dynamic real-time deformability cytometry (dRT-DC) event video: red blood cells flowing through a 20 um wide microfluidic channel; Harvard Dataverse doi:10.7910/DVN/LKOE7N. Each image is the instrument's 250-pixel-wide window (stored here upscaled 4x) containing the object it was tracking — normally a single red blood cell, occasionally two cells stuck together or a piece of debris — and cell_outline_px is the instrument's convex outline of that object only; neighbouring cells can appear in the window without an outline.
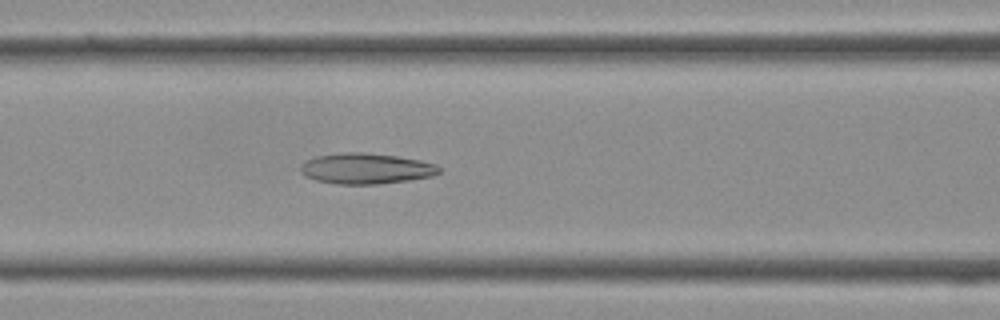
{"species": "Egyptian fruit bat (a non-hibernating species)", "species_latin": "Rousettus aegyptiacus", "temperature_condition": "cold", "stored_images_in_passage": 39, "camera_frame_rate_fps": 3000, "um_per_image_px": 0.085, "frame": {"image": 1, "passage_image": 16, "time_ms": 5.0, "image_size_px": [1000, 320], "cell_outline_px": [[440, 172], [432, 176], [408, 180], [380, 184], [336, 184], [316, 180], [304, 176], [300, 172], [300, 164], [316, 156], [344, 152], [364, 152], [396, 156], [420, 160], [436, 164], [440, 168]], "centroid_in_image_um": [31.09, 14.33], "position_along_channel_um": 135.5, "area_um2": 24.85}}
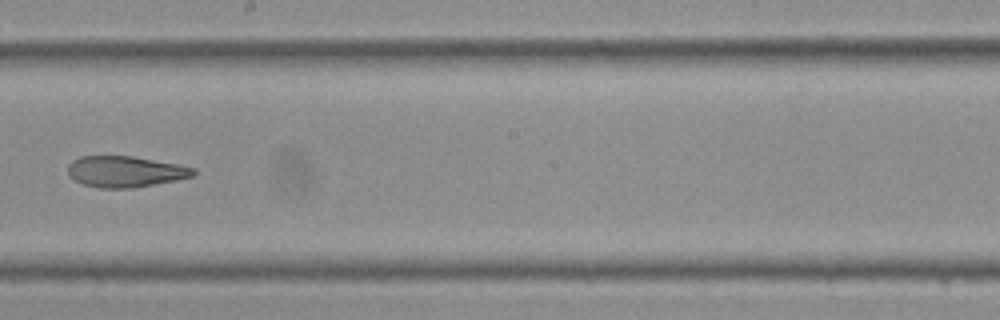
{"frame": {"image": 2, "passage_image": 22, "time_ms": 7.0, "image_size_px": [1000, 320], "cell_outline_px": [[196, 172], [192, 176], [176, 180], [132, 188], [100, 188], [84, 184], [76, 180], [68, 172], [68, 164], [72, 160], [80, 156], [132, 156], [176, 164], [196, 168]], "centroid_in_image_um": [10.65, 14.58], "position_along_channel_um": 237.6, "area_um2": 22.48}}
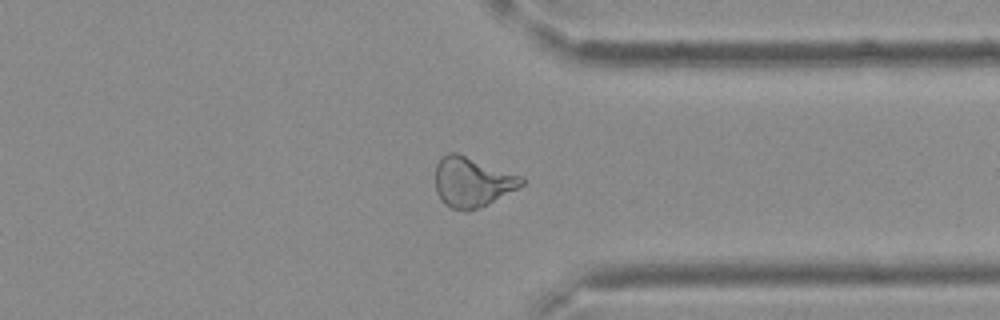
{"frame": {"image": 3, "passage_image": 30, "time_ms": 9.667, "image_size_px": [1000, 320], "cell_outline_px": [[524, 184], [488, 204], [468, 212], [464, 212], [452, 208], [444, 204], [440, 200], [436, 192], [436, 164], [440, 156], [448, 152], [456, 152], [524, 176]], "centroid_in_image_um": [40.12, 15.46], "position_along_channel_um": 371.3, "area_um2": 25.37}}